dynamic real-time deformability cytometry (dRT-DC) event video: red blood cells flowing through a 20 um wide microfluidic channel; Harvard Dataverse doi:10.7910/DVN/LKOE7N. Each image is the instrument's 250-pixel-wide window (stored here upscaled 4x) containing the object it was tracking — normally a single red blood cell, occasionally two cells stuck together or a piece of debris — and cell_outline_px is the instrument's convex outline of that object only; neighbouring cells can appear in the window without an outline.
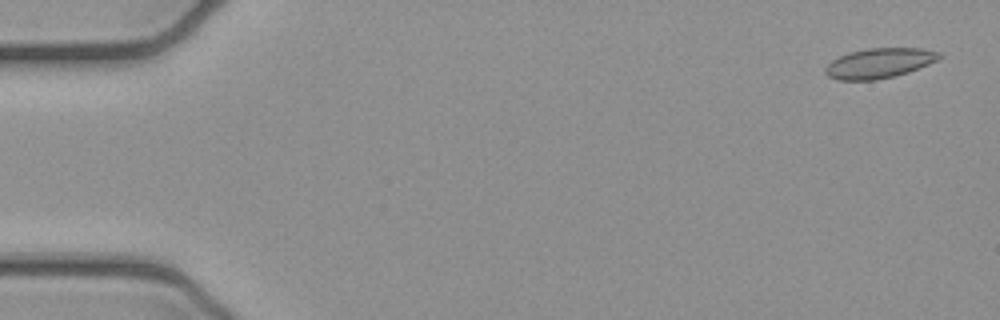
{"species": "common noctule bat (a hibernating species)", "species_latin": "Nyctalus noctula", "temperature_condition": "cold", "stored_images_in_passage": 6, "camera_frame_rate_fps": 3000, "um_per_image_px": 0.085, "animal": {"sex": "female", "body_mass_g": 21.9}, "frame": {"image": 1, "passage_image": 1, "time_ms": 0.0, "image_size_px": [1000, 320], "cell_outline_px": [[944, 56], [928, 64], [908, 72], [876, 80], [836, 80], [828, 76], [824, 72], [824, 68], [832, 60], [848, 52], [868, 48], [920, 48], [940, 52]], "centroid_in_image_um": [74.71, 5.36], "position_along_channel_um": 10.3, "area_um2": 19.88}}
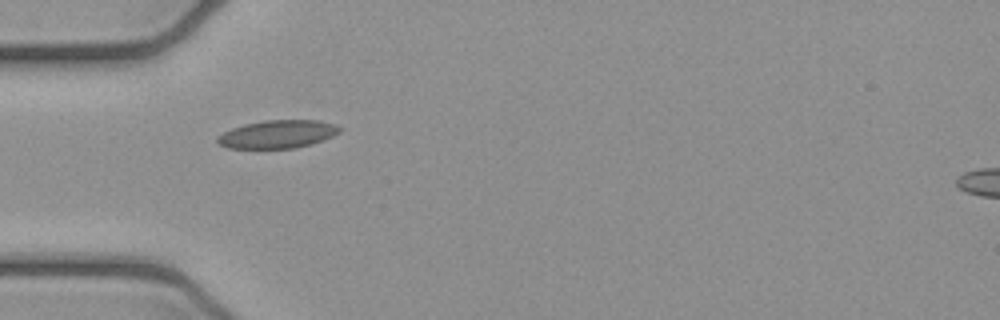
{"frame": {"image": 2, "passage_image": 5, "time_ms": 1.333, "image_size_px": [1000, 320], "cell_outline_px": [[344, 128], [340, 132], [332, 136], [312, 144], [296, 148], [228, 148], [220, 144], [216, 140], [216, 136], [232, 128], [244, 124], [264, 120], [320, 120], [336, 124]], "centroid_in_image_um": [23.63, 11.39], "position_along_channel_um": 61.4, "area_um2": 20.11}}
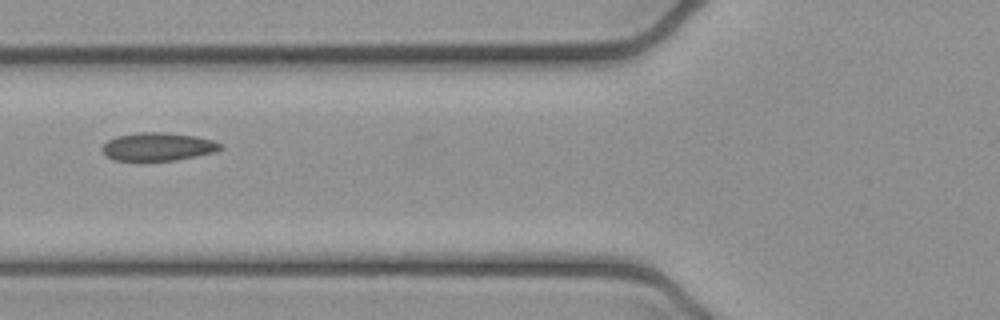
{"frame": {"image": 3, "passage_image": 6, "time_ms": 1.667, "image_size_px": [1000, 320], "cell_outline_px": [[224, 148], [216, 152], [176, 160], [116, 160], [108, 156], [100, 148], [108, 140], [116, 136], [140, 132], [164, 132], [196, 136], [212, 140], [224, 144]], "centroid_in_image_um": [13.48, 12.46], "position_along_channel_um": 112.3, "area_um2": 19.36}}